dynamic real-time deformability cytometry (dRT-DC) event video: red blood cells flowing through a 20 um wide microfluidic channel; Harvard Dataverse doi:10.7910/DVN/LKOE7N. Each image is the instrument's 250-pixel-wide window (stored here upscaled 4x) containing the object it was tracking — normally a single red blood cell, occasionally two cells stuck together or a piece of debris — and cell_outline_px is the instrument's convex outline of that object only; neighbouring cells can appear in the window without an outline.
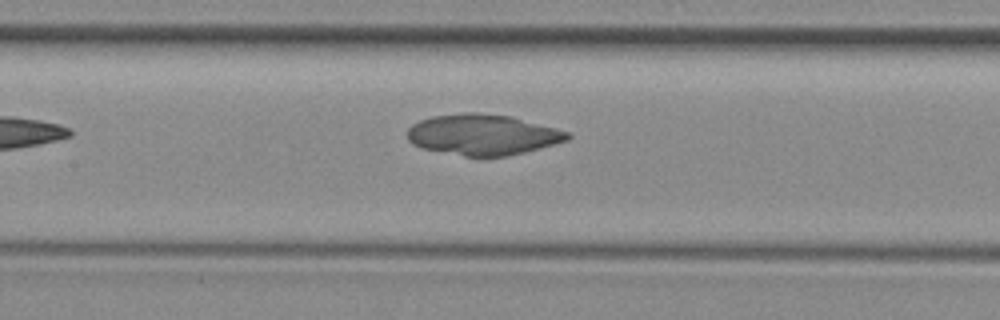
{"species": "common noctule bat (a hibernating species)", "species_latin": "Nyctalus noctula", "temperature_condition": "room temperature", "stored_images_in_passage": 4, "camera_frame_rate_fps": 3000, "um_per_image_px": 0.085, "animal": {"sex": "female", "body_mass_g": 29.2, "forearm_length_mm": 56.3}, "frame": {"image": 1, "passage_image": 4, "time_ms": 3.667, "image_size_px": [1000, 320], "cell_outline_px": [[572, 136], [568, 140], [524, 152], [504, 156], [464, 156], [420, 148], [412, 144], [408, 140], [408, 128], [412, 124], [420, 120], [432, 116], [464, 112], [476, 112], [512, 116], [556, 128], [568, 132]], "centroid_in_image_um": [41.01, 11.43], "position_along_channel_um": 166.4, "area_um2": 38.03}}